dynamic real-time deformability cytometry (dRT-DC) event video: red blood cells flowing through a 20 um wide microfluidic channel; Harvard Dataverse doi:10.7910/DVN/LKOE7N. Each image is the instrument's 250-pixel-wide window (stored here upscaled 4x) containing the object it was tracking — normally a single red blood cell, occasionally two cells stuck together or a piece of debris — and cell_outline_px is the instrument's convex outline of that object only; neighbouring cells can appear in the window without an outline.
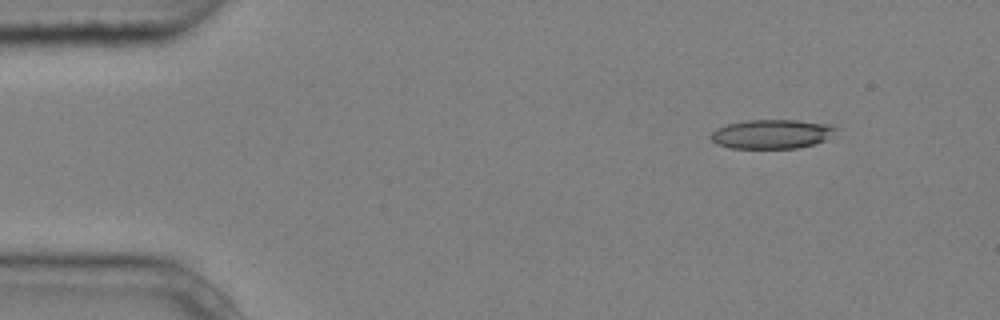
{"species": "common noctule bat (a hibernating species)", "species_latin": "Nyctalus noctula", "temperature_condition": "cold", "stored_images_in_passage": 3, "camera_frame_rate_fps": 3000, "um_per_image_px": 0.085, "animal": {"sex": "male", "body_mass_g": 20.4}, "frame": {"image": 1, "passage_image": 1, "time_ms": 0.0, "image_size_px": [1000, 320], "cell_outline_px": [[836, 128], [824, 140], [812, 144], [796, 148], [732, 148], [716, 144], [708, 136], [716, 128], [728, 124], [748, 120], [796, 120], [828, 124]], "centroid_in_image_um": [65.51, 11.39], "position_along_channel_um": 19.5, "area_um2": 20.92}}